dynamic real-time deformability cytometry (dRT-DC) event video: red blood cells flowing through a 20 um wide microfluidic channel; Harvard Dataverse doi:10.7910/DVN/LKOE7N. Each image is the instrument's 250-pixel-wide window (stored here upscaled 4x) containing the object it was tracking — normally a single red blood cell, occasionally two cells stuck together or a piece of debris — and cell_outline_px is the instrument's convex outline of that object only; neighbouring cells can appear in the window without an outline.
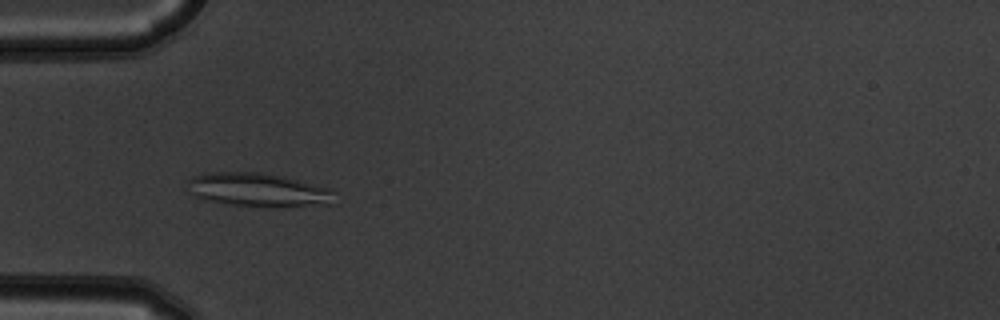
{"species": "common noctule bat (a hibernating species)", "species_latin": "Nyctalus noctula", "temperature_condition": "warm", "stored_images_in_passage": 6, "camera_frame_rate_fps": 3000, "um_per_image_px": 0.085, "animal": {"sex": "male", "body_mass_g": 19.5, "forearm_length_mm": 54.6}, "frame": {"image": 1, "passage_image": 5, "time_ms": 1.333, "image_size_px": [1000, 320], "cell_outline_px": [[332, 204], [272, 208], [232, 204], [208, 200], [196, 196], [188, 192], [188, 180], [192, 176], [204, 172], [260, 172], [284, 176], [332, 188]], "centroid_in_image_um": [21.94, 16.13], "position_along_channel_um": 63.1, "area_um2": 29.13}}
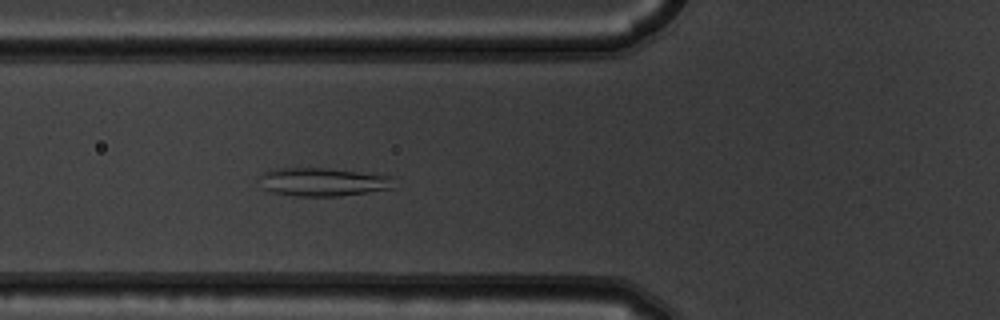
{"frame": {"image": 2, "passage_image": 6, "time_ms": 1.667, "image_size_px": [1000, 320], "cell_outline_px": [[396, 176], [392, 188], [368, 192], [340, 196], [296, 196], [272, 192], [264, 188], [260, 176], [264, 172], [276, 168], [324, 168]], "centroid_in_image_um": [27.5, 15.46], "position_along_channel_um": 98.3, "area_um2": 22.14}}